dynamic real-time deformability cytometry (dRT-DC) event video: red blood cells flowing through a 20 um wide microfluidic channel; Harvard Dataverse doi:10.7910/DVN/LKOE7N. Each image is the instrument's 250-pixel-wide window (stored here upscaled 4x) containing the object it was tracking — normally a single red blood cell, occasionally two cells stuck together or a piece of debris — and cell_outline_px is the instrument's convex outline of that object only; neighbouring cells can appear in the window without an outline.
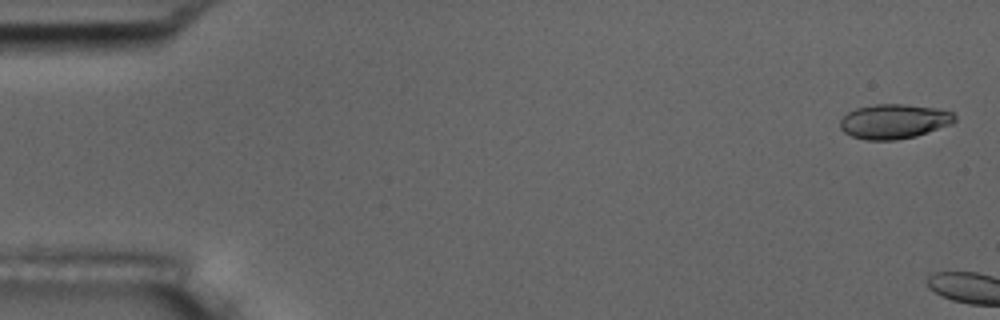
{"species": "common noctule bat (a hibernating species)", "species_latin": "Nyctalus noctula", "temperature_condition": "room temperature", "stored_images_in_passage": 16, "camera_frame_rate_fps": 3000, "um_per_image_px": 0.085, "animal": {"sex": "male", "body_mass_g": 17.5, "forearm_length_mm": 52.3}, "frame": {"image": 1, "passage_image": 1, "time_ms": 0.0, "image_size_px": [1000, 320], "cell_outline_px": [[956, 120], [952, 124], [916, 136], [896, 140], [868, 140], [852, 136], [844, 132], [840, 128], [840, 120], [848, 112], [856, 108], [876, 104], [904, 104], [936, 108], [952, 112], [956, 116]], "centroid_in_image_um": [76.0, 10.32], "position_along_channel_um": 9.0, "area_um2": 23.12}}
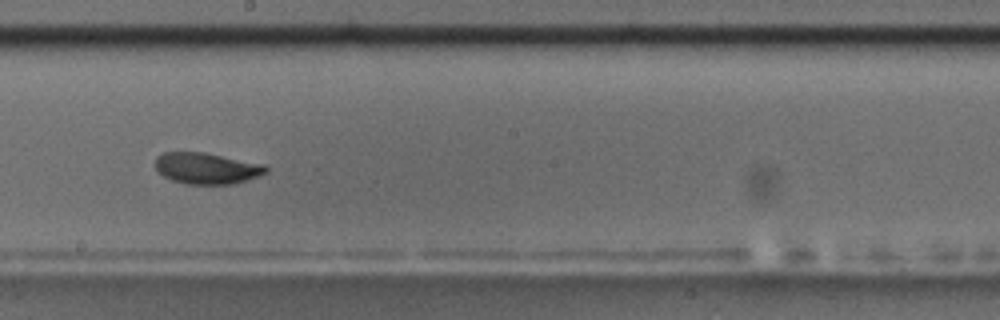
{"frame": {"image": 2, "passage_image": 10, "time_ms": 11.333, "image_size_px": [1000, 320], "cell_outline_px": [[268, 172], [232, 184], [184, 184], [172, 180], [164, 176], [156, 168], [156, 156], [164, 152], [204, 152], [264, 164], [268, 168]], "centroid_in_image_um": [17.55, 14.3], "position_along_channel_um": 230.6, "area_um2": 20.0}, "authors_computed_cell_mechanics": {"area_um2": 20.0277, "velocity_mm_per_s": 3.6376, "shape_relaxation_time_tau1_ms": 1.7686, "shape_relaxation_time_tau2_ms": 2.194, "deformation_change_tau1": 0.0873, "deformation_change_tau2": 0.0615}}